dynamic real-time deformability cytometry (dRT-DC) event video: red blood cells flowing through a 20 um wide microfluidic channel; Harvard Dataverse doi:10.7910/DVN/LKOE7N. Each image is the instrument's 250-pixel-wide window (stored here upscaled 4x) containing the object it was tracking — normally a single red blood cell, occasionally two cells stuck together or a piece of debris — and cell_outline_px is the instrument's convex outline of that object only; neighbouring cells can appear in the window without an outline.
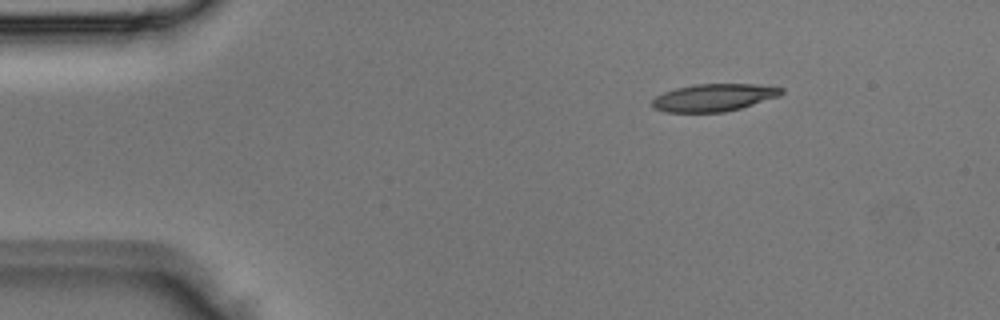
{"species": "Egyptian fruit bat (a non-hibernating species)", "species_latin": "Rousettus aegyptiacus", "temperature_condition": "room temperature", "stored_images_in_passage": 3, "segment_of_instrument_passage": [2, 2], "camera_frame_rate_fps": 3000, "um_per_image_px": 0.085, "animal": {"sex": "male"}, "frame": {"image": 1, "passage_image": 3, "time_ms": 0.667, "image_size_px": [1000, 320], "cell_outline_px": [[784, 92], [780, 96], [740, 108], [724, 112], [664, 112], [652, 108], [652, 100], [656, 96], [664, 92], [676, 88], [696, 84], [756, 84], [784, 88]], "centroid_in_image_um": [60.67, 8.29], "position_along_channel_um": 24.3, "area_um2": 20.69}}